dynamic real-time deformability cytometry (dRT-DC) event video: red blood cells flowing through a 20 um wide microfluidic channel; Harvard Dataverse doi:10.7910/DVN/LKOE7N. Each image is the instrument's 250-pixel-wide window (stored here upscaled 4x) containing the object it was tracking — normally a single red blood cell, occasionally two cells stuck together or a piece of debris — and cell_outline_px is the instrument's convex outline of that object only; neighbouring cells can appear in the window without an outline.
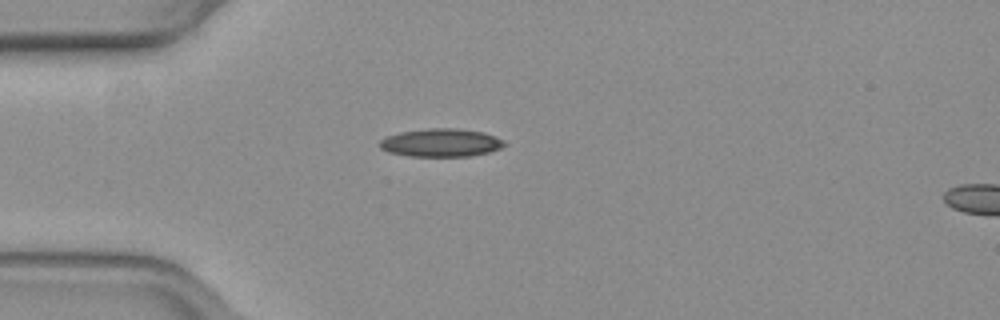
{"species": "common noctule bat (a hibernating species)", "species_latin": "Nyctalus noctula", "temperature_condition": "warm", "stored_images_in_passage": 28, "camera_frame_rate_fps": 3000, "um_per_image_px": 0.085, "animal": {"sex": "female", "body_mass_g": 19.3, "forearm_length_mm": 54.1}, "frame": {"image": 1, "passage_image": 1, "time_ms": 0.0, "image_size_px": [1000, 320], "cell_outline_px": [[508, 144], [500, 148], [488, 152], [468, 156], [408, 156], [388, 152], [380, 148], [380, 140], [388, 136], [400, 132], [432, 128], [456, 128], [484, 132], [504, 140]], "centroid_in_image_um": [37.5, 12.13], "position_along_channel_um": 47.5, "area_um2": 20.35}}
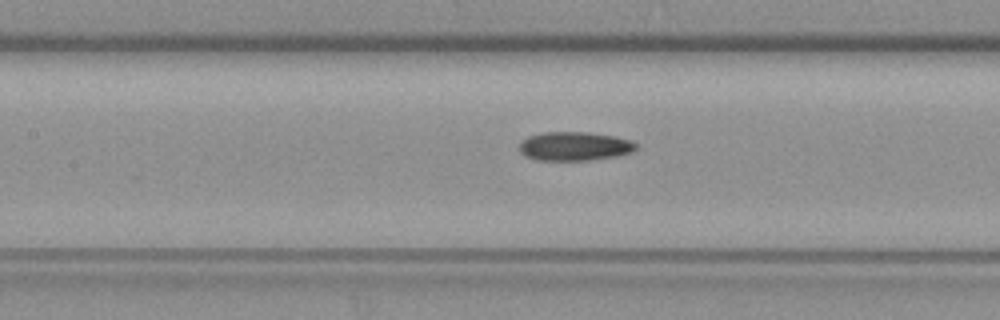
{"frame": {"image": 2, "passage_image": 11, "time_ms": 3.333, "image_size_px": [1000, 320], "cell_outline_px": [[636, 148], [632, 152], [616, 156], [592, 160], [536, 160], [524, 156], [520, 152], [520, 140], [528, 136], [544, 132], [588, 132], [616, 136], [632, 140], [636, 144]], "centroid_in_image_um": [48.82, 12.42], "position_along_channel_um": 158.6, "area_um2": 19.83}}
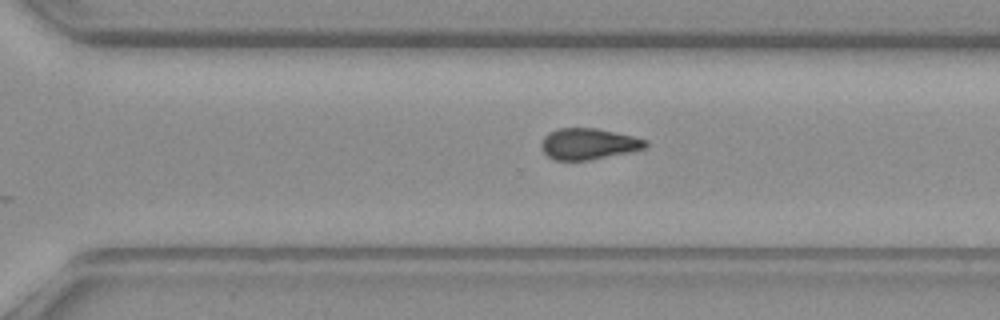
{"frame": {"image": 3, "passage_image": 24, "time_ms": 7.667, "image_size_px": [1000, 320], "cell_outline_px": [[648, 144], [644, 148], [628, 152], [592, 160], [552, 160], [540, 148], [540, 144], [544, 136], [548, 132], [560, 128], [596, 128], [632, 136], [648, 140]], "centroid_in_image_um": [49.98, 12.23], "position_along_channel_um": 320.6, "area_um2": 18.96}, "authors_computed_cell_mechanics": {"area_um2": 19.4786, "velocity_mm_per_s": 3.7544, "shape_relaxation_time_tau1_ms": 10.2729, "shape_relaxation_time_tau2_ms": 7.5397, "deformation_change_tau1": 0.2212, "deformation_change_tau2": 0.1742}}